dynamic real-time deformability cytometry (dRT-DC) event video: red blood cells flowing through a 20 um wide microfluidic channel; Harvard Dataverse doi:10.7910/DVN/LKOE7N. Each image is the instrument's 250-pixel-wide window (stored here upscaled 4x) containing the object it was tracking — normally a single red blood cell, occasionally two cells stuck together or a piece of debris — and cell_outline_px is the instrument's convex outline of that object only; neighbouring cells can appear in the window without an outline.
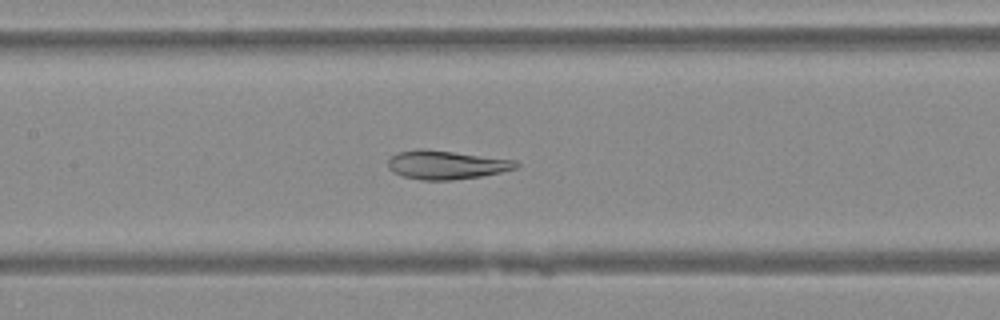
{"species": "Egyptian fruit bat (a non-hibernating species)", "species_latin": "Rousettus aegyptiacus", "temperature_condition": "warm", "stored_images_in_passage": 37, "camera_frame_rate_fps": 3000, "um_per_image_px": 0.085, "animal": {"sex": "female"}, "frame": {"image": 1, "passage_image": 12, "time_ms": 3.667, "image_size_px": [1000, 320], "cell_outline_px": [[520, 164], [516, 168], [500, 172], [480, 176], [452, 180], [420, 180], [404, 176], [392, 172], [388, 168], [388, 160], [392, 156], [400, 152], [420, 148], [516, 160]], "centroid_in_image_um": [37.92, 14.02], "position_along_channel_um": 169.5, "area_um2": 21.15}}
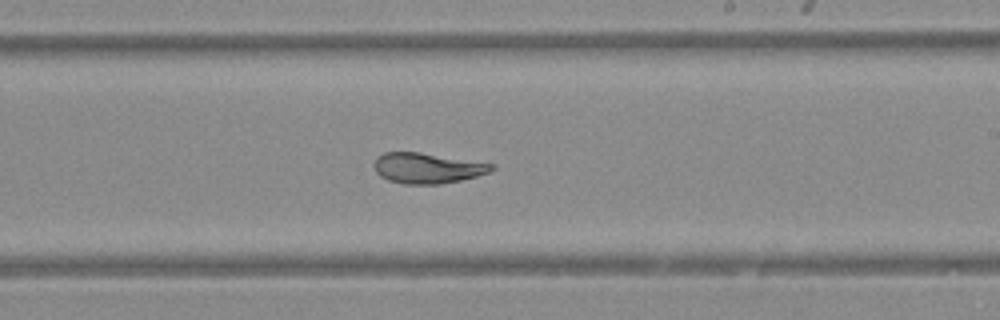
{"frame": {"image": 2, "passage_image": 18, "time_ms": 5.667, "image_size_px": [1000, 320], "cell_outline_px": [[496, 168], [488, 172], [476, 176], [460, 180], [440, 184], [404, 184], [388, 180], [380, 176], [376, 172], [372, 164], [376, 156], [384, 152], [420, 152], [496, 164]], "centroid_in_image_um": [36.29, 14.28], "position_along_channel_um": 252.7, "area_um2": 21.04}}
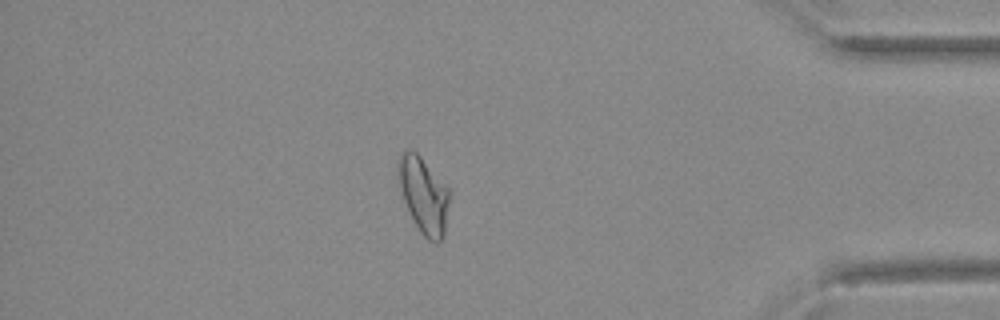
{"frame": {"image": 3, "passage_image": 31, "time_ms": 10.0, "image_size_px": [1000, 320], "cell_outline_px": [[448, 200], [444, 236], [436, 244], [428, 240], [420, 232], [404, 200], [400, 188], [396, 172], [400, 152], [416, 152], [420, 156], [448, 188]], "centroid_in_image_um": [35.99, 16.59], "position_along_channel_um": 399.2, "area_um2": 22.08}}